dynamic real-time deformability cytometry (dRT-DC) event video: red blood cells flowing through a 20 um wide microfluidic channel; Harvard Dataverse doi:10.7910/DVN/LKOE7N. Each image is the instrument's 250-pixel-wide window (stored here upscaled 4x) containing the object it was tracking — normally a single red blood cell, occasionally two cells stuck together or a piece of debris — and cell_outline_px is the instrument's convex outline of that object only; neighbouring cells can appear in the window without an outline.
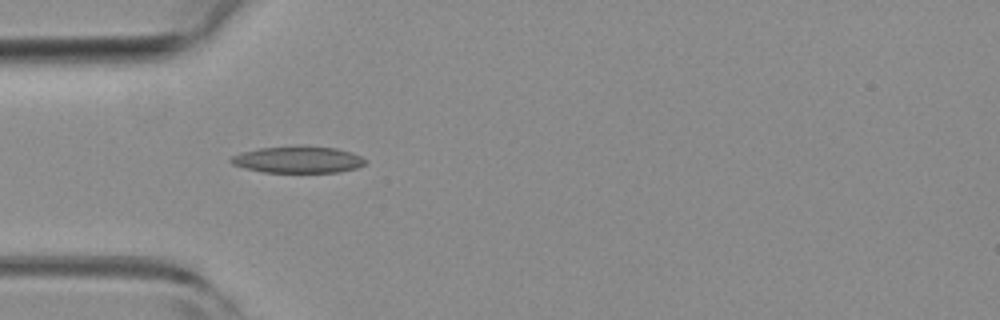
{"species": "common noctule bat (a hibernating species)", "species_latin": "Nyctalus noctula", "temperature_condition": "room temperature", "stored_images_in_passage": 2, "camera_frame_rate_fps": 3000, "um_per_image_px": 0.085, "animal": {"sex": "female", "body_mass_g": 19.3, "forearm_length_mm": 54.1}, "frame": {"image": 1, "passage_image": 1, "time_ms": 0.0, "image_size_px": [1000, 320], "cell_outline_px": [[368, 160], [364, 164], [356, 168], [340, 172], [264, 172], [244, 168], [232, 164], [228, 160], [232, 156], [240, 152], [260, 148], [296, 144], [304, 144], [336, 148], [352, 152]], "centroid_in_image_um": [25.32, 13.54], "position_along_channel_um": 59.7, "area_um2": 21.44}}
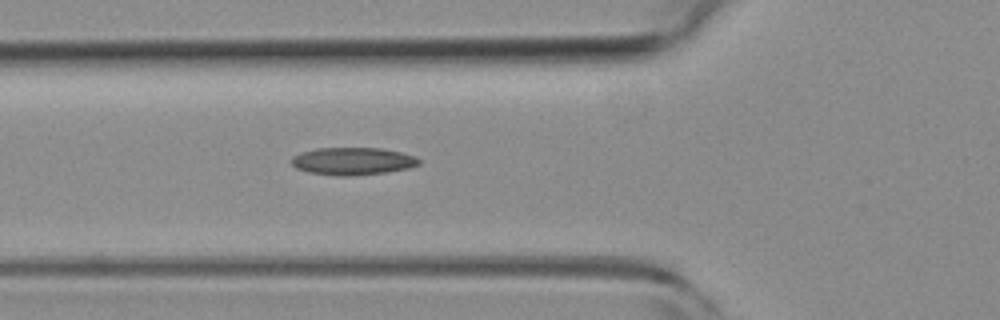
{"frame": {"image": 2, "passage_image": 2, "time_ms": 0.333, "image_size_px": [1000, 320], "cell_outline_px": [[420, 164], [408, 168], [388, 172], [348, 176], [336, 176], [308, 172], [296, 168], [288, 160], [292, 156], [316, 148], [380, 148], [400, 152], [416, 156], [420, 160]], "centroid_in_image_um": [29.97, 13.7], "position_along_channel_um": 95.8, "area_um2": 20.52}}